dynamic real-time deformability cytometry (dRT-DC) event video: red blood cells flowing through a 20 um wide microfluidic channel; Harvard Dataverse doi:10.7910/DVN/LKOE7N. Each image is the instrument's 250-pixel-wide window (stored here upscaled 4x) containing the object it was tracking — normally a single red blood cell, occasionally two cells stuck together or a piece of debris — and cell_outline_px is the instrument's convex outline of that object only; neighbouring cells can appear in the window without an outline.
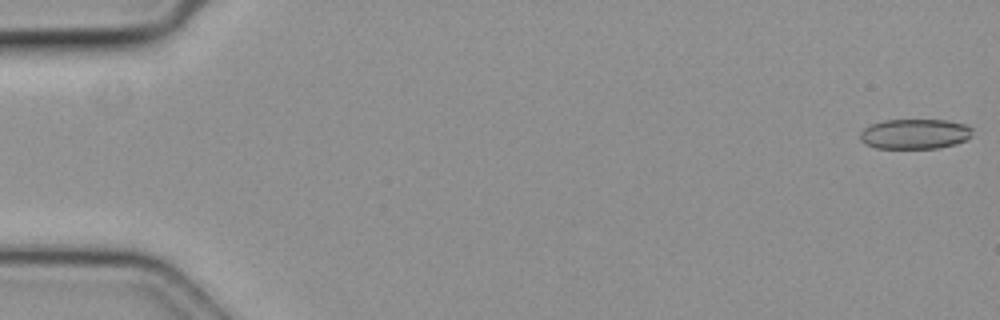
{"species": "common noctule bat (a hibernating species)", "species_latin": "Nyctalus noctula", "temperature_condition": "cold", "stored_images_in_passage": 50, "camera_frame_rate_fps": 3000, "um_per_image_px": 0.085, "animal": {"sex": "female", "body_mass_g": 19.3, "forearm_length_mm": 54.1}, "frame": {"image": 1, "passage_image": 1, "time_ms": 0.0, "image_size_px": [1000, 320], "cell_outline_px": [[972, 136], [956, 144], [940, 148], [876, 148], [864, 144], [860, 140], [860, 132], [864, 128], [872, 124], [884, 120], [948, 120], [968, 124], [972, 128]], "centroid_in_image_um": [77.78, 11.38], "position_along_channel_um": 7.2, "area_um2": 19.88}}
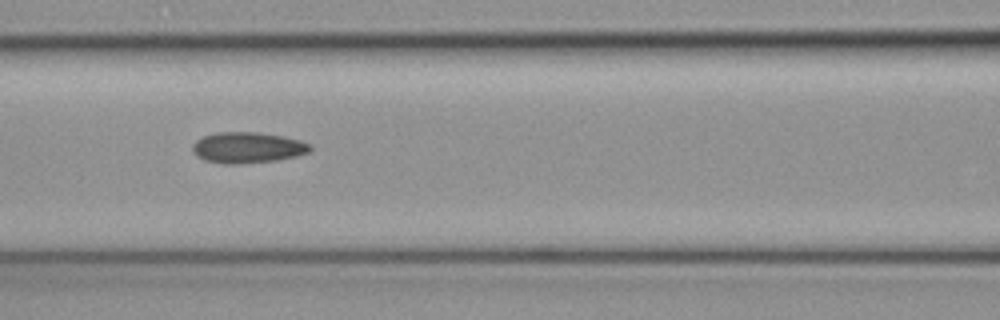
{"frame": {"image": 2, "passage_image": 22, "time_ms": 7.0, "image_size_px": [1000, 320], "cell_outline_px": [[312, 148], [308, 152], [296, 156], [276, 160], [240, 164], [224, 164], [204, 160], [196, 156], [192, 152], [192, 144], [196, 140], [204, 136], [216, 132], [256, 132], [284, 136], [300, 140], [312, 144]], "centroid_in_image_um": [21.03, 12.54], "position_along_channel_um": 145.6, "area_um2": 21.39}}
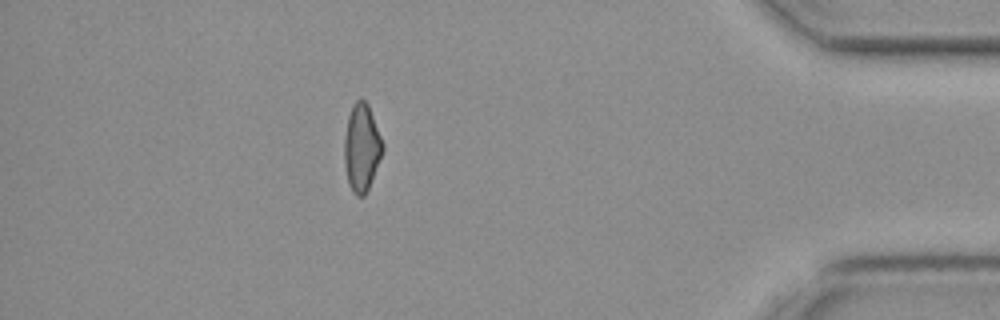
{"frame": {"image": 3, "passage_image": 44, "time_ms": 14.333, "image_size_px": [1000, 320], "cell_outline_px": [[384, 148], [368, 188], [364, 196], [356, 196], [352, 192], [348, 184], [344, 164], [344, 140], [348, 116], [352, 104], [356, 100], [364, 100], [368, 104], [384, 144]], "centroid_in_image_um": [30.72, 12.55], "position_along_channel_um": 404.5, "area_um2": 19.48}}